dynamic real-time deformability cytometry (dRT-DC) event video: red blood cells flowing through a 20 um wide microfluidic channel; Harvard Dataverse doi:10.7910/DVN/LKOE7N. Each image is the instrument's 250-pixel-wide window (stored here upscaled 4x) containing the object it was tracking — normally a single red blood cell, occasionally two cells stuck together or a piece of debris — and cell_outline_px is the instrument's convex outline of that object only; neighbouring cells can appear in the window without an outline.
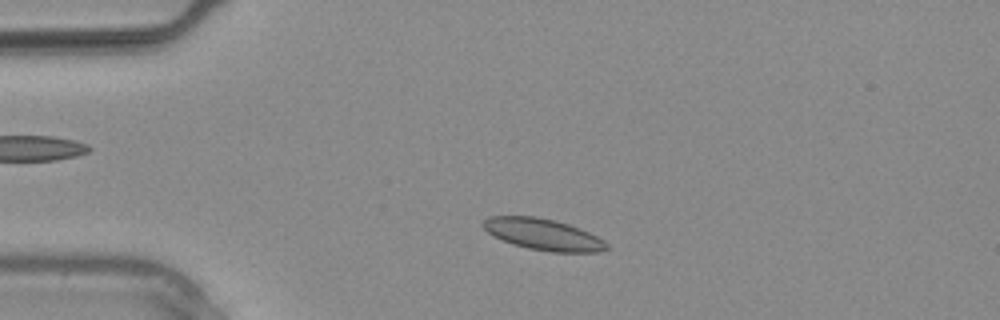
{"species": "common noctule bat (a hibernating species)", "species_latin": "Nyctalus noctula", "temperature_condition": "warm", "stored_images_in_passage": 3, "camera_frame_rate_fps": 3000, "um_per_image_px": 0.085, "animal": {"sex": "male", "body_mass_g": 20.4}, "frame": {"image": 1, "passage_image": 3, "time_ms": 0.667, "image_size_px": [1000, 320], "cell_outline_px": [[608, 248], [600, 252], [552, 252], [528, 248], [512, 244], [488, 232], [480, 224], [488, 216], [536, 216], [568, 224], [580, 228], [604, 240], [608, 244]], "centroid_in_image_um": [46.17, 19.92], "position_along_channel_um": 38.8, "area_um2": 22.43}}